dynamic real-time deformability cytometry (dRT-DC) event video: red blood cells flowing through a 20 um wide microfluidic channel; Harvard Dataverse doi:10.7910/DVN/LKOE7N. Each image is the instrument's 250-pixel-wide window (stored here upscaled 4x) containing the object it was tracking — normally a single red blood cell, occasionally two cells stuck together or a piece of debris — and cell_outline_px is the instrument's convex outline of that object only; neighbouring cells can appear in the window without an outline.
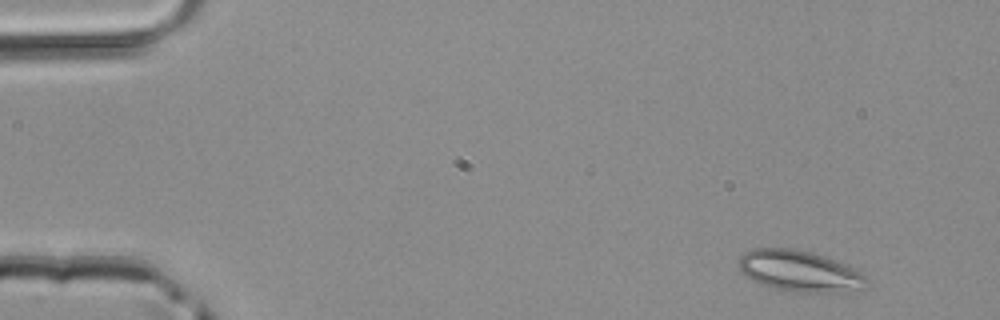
{"species": "common noctule bat (a hibernating species)", "species_latin": "Nyctalus noctula", "temperature_condition": "room temperature", "stored_images_in_passage": 48, "camera_frame_rate_fps": 3000, "um_per_image_px": 0.085, "animal": {"sex": "male", "body_mass_g": 20.4}, "frame": {"image": 1, "passage_image": 3, "time_ms": 0.667, "image_size_px": [1000, 320], "cell_outline_px": [[868, 288], [844, 292], [796, 292], [772, 288], [760, 284], [740, 272], [736, 260], [744, 252], [752, 248], [792, 248], [812, 252], [824, 256], [856, 268], [868, 276]], "centroid_in_image_um": [67.99, 23.04], "position_along_channel_um": 17.0, "area_um2": 31.27}}
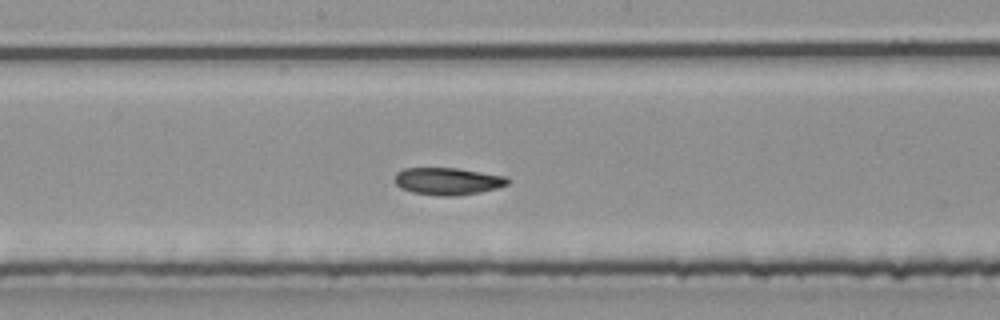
{"frame": {"image": 2, "passage_image": 25, "time_ms": 8.0, "image_size_px": [1000, 320], "cell_outline_px": [[512, 180], [508, 184], [496, 188], [480, 192], [456, 196], [436, 196], [412, 192], [400, 188], [392, 180], [396, 172], [404, 168], [456, 168], [508, 176]], "centroid_in_image_um": [38.05, 15.4], "position_along_channel_um": 210.2, "area_um2": 18.26}}
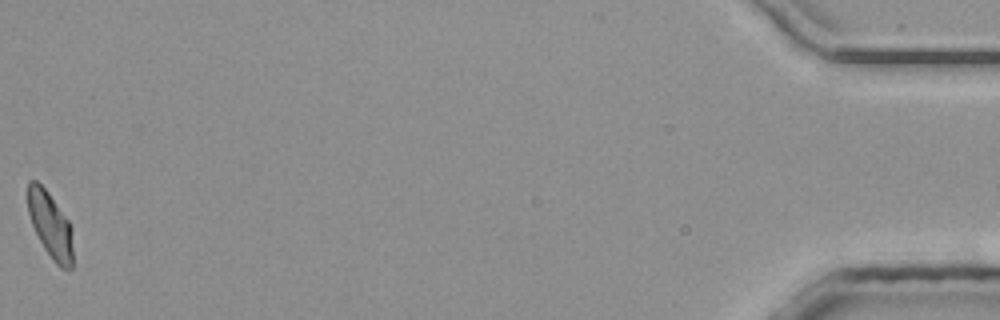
{"frame": {"image": 3, "passage_image": 48, "time_ms": 15.667, "image_size_px": [1000, 320], "cell_outline_px": [[72, 268], [60, 268], [52, 260], [44, 248], [32, 224], [28, 212], [28, 180], [36, 180], [48, 192], [68, 220], [72, 248]], "centroid_in_image_um": [4.25, 19.12], "position_along_channel_um": 430.9, "area_um2": 16.88}}